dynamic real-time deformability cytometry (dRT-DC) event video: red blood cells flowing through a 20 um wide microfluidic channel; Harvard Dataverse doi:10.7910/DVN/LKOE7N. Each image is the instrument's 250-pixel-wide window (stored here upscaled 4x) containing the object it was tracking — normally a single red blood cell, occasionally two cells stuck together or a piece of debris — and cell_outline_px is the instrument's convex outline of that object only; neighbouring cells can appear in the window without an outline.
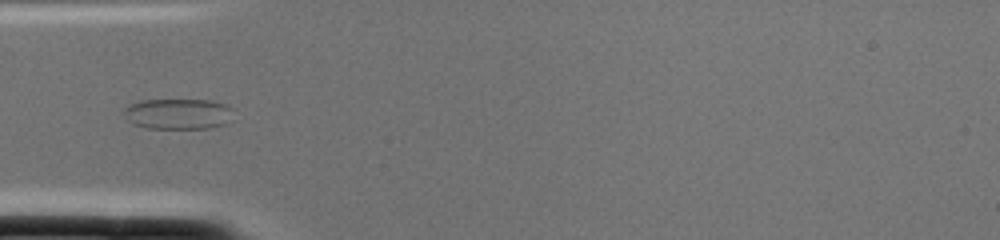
{"species": "common noctule bat (a hibernating species)", "species_latin": "Nyctalus noctula", "temperature_condition": "cold", "stored_images_in_passage": 2, "camera_frame_rate_fps": 3000, "um_per_image_px": 0.085, "animal": {"sex": "female", "body_mass_g": 22.0, "forearm_length_mm": 56.7}, "frame": {"image": 1, "passage_image": 2, "time_ms": 0.333, "image_size_px": [1000, 240], "cell_outline_px": [[236, 108], [232, 120], [224, 124], [212, 128], [148, 128], [132, 124], [128, 120], [124, 112], [124, 108], [128, 104], [140, 100], [212, 100], [228, 104]], "centroid_in_image_um": [15.22, 9.67], "position_along_channel_um": 69.8, "area_um2": 20.06}}